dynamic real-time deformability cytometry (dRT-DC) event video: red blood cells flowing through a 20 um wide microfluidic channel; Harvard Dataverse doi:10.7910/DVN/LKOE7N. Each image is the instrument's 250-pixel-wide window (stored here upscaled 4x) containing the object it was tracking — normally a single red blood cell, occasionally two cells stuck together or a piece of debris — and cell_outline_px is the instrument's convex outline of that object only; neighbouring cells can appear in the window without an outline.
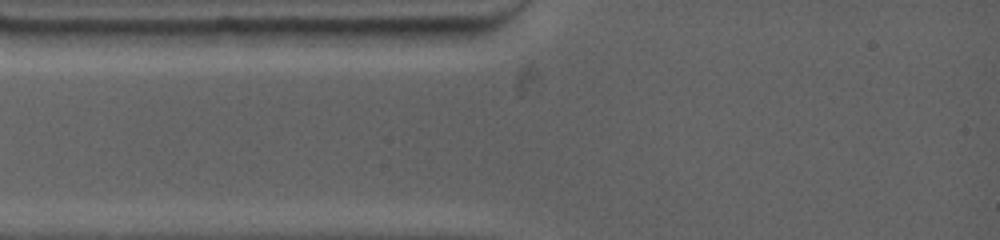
{"species": "common noctule bat (a hibernating species)", "species_latin": "Nyctalus noctula", "temperature_condition": "warm", "stored_images_in_passage": 3, "camera_frame_rate_fps": 4500, "um_per_image_px": 0.085, "animal": {"sex": "female", "body_mass_g": 19.0, "forearm_length_mm": 53.3}, "frame": {"image": 1, "passage_image": 1, "time_ms": 0.0, "image_size_px": [1000, 240], "cell_outline_px": [[496, 28], [488, 32], [444, 44], [392, 44], [380, 28], [492, 24], [496, 24]], "centroid_in_image_um": [36.94, 2.87], "position_along_channel_um": 48.1, "area_um2": 11.73}}